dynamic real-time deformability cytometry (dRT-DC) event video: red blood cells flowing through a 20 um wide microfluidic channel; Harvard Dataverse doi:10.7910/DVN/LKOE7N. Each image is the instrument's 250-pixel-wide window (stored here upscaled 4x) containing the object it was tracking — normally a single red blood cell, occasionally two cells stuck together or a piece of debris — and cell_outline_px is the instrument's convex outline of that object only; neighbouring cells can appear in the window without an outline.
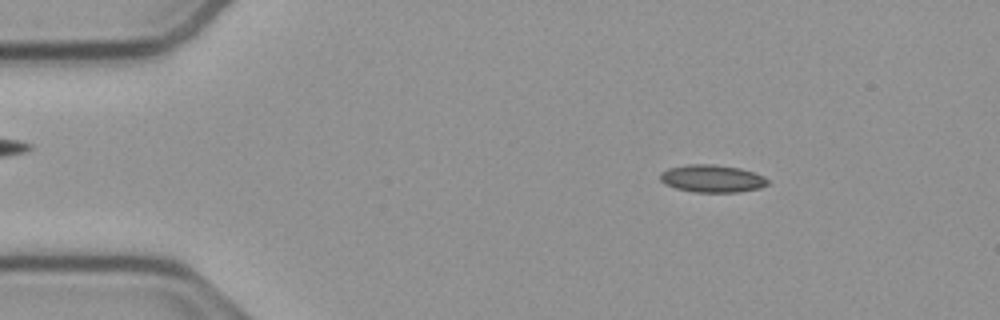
{"species": "common noctule bat (a hibernating species)", "species_latin": "Nyctalus noctula", "temperature_condition": "cold", "stored_images_in_passage": 14, "camera_frame_rate_fps": 3000, "um_per_image_px": 0.085, "animal": {"sex": "male", "body_mass_g": 23.1, "forearm_length_mm": 52.7}, "frame": {"image": 1, "passage_image": 8, "time_ms": 2.333, "image_size_px": [1000, 320], "cell_outline_px": [[768, 184], [760, 188], [736, 192], [696, 192], [676, 188], [664, 184], [660, 180], [660, 172], [668, 168], [688, 164], [712, 164], [740, 168], [764, 176], [768, 180]], "centroid_in_image_um": [60.5, 15.17], "position_along_channel_um": 24.5, "area_um2": 17.22}}